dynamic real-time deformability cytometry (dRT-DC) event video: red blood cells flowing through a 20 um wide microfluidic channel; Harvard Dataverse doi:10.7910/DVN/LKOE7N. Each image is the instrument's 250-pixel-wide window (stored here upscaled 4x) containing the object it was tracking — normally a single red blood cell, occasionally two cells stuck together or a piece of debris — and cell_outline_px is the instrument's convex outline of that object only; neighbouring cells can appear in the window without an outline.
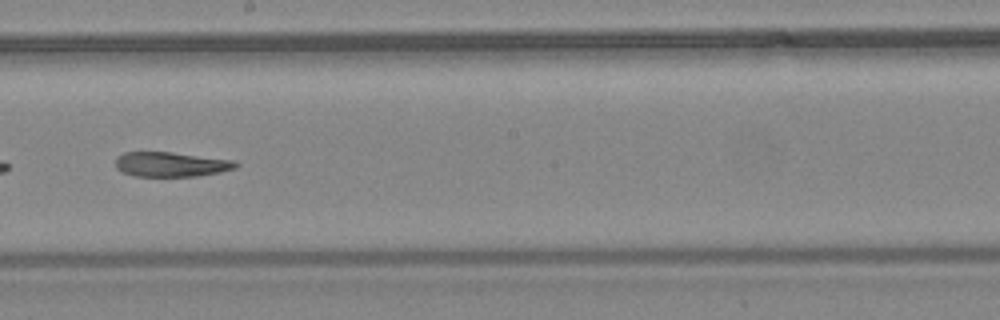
{"species": "common noctule bat (a hibernating species)", "species_latin": "Nyctalus noctula", "temperature_condition": "warm", "stored_images_in_passage": 48, "camera_frame_rate_fps": 3000, "um_per_image_px": 0.085, "animal": {"sex": "female", "body_mass_g": 24.6, "forearm_length_mm": 56.2}, "frame": {"image": 1, "passage_image": 28, "time_ms": 9.0, "image_size_px": [1000, 320], "cell_outline_px": [[240, 164], [236, 168], [220, 172], [196, 176], [136, 176], [120, 172], [116, 168], [116, 156], [124, 152], [172, 152], [236, 160]], "centroid_in_image_um": [14.55, 13.96], "position_along_channel_um": 233.7, "area_um2": 17.51}}